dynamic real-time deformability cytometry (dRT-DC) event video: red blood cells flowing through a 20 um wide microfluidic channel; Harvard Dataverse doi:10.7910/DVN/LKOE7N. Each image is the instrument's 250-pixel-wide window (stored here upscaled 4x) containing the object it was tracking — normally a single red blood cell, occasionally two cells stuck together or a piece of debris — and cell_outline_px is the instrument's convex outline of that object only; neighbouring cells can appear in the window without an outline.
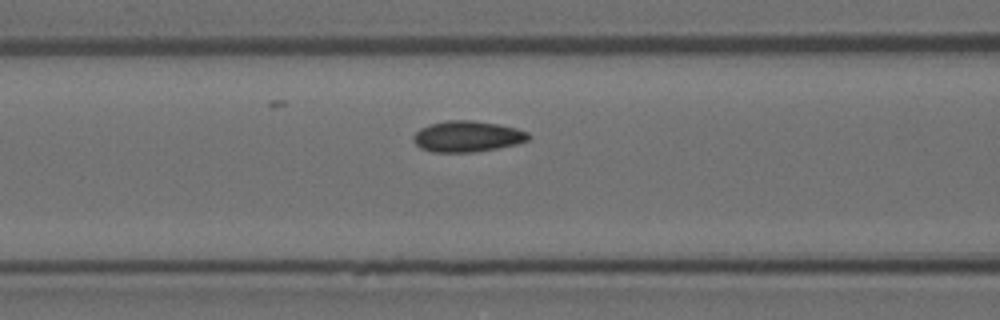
{"species": "Egyptian fruit bat (a non-hibernating species)", "species_latin": "Rousettus aegyptiacus", "temperature_condition": "room temperature", "stored_images_in_passage": 17, "camera_frame_rate_fps": 3000, "um_per_image_px": 0.085, "animal": {"sex": "female"}, "frame": {"image": 1, "passage_image": 15, "time_ms": 4.667, "image_size_px": [1000, 320], "cell_outline_px": [[532, 136], [528, 140], [516, 144], [496, 148], [472, 152], [432, 152], [420, 148], [412, 140], [412, 136], [420, 128], [428, 124], [448, 120], [472, 120], [496, 124], [516, 128], [528, 132]], "centroid_in_image_um": [39.69, 11.59], "position_along_channel_um": 126.9, "area_um2": 20.81}}